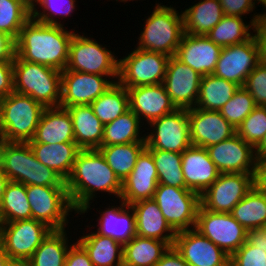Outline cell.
<instances>
[{
  "label": "cell",
  "mask_w": 266,
  "mask_h": 266,
  "mask_svg": "<svg viewBox=\"0 0 266 266\" xmlns=\"http://www.w3.org/2000/svg\"><path fill=\"white\" fill-rule=\"evenodd\" d=\"M65 184L72 206L77 213L87 212L90 208V200L95 197V191L113 193L120 199L122 190V182L98 149L78 152Z\"/></svg>",
  "instance_id": "cell-1"
},
{
  "label": "cell",
  "mask_w": 266,
  "mask_h": 266,
  "mask_svg": "<svg viewBox=\"0 0 266 266\" xmlns=\"http://www.w3.org/2000/svg\"><path fill=\"white\" fill-rule=\"evenodd\" d=\"M74 33L63 25L45 24L31 17L16 40V56L63 71L67 67L69 44Z\"/></svg>",
  "instance_id": "cell-2"
},
{
  "label": "cell",
  "mask_w": 266,
  "mask_h": 266,
  "mask_svg": "<svg viewBox=\"0 0 266 266\" xmlns=\"http://www.w3.org/2000/svg\"><path fill=\"white\" fill-rule=\"evenodd\" d=\"M0 167L10 181L26 186L66 187L60 175L37 160L28 143L0 141Z\"/></svg>",
  "instance_id": "cell-3"
},
{
  "label": "cell",
  "mask_w": 266,
  "mask_h": 266,
  "mask_svg": "<svg viewBox=\"0 0 266 266\" xmlns=\"http://www.w3.org/2000/svg\"><path fill=\"white\" fill-rule=\"evenodd\" d=\"M45 107L16 92L0 99V141L27 143L33 139Z\"/></svg>",
  "instance_id": "cell-4"
},
{
  "label": "cell",
  "mask_w": 266,
  "mask_h": 266,
  "mask_svg": "<svg viewBox=\"0 0 266 266\" xmlns=\"http://www.w3.org/2000/svg\"><path fill=\"white\" fill-rule=\"evenodd\" d=\"M62 71L16 56L13 60L14 92L28 95L45 108L59 107Z\"/></svg>",
  "instance_id": "cell-5"
},
{
  "label": "cell",
  "mask_w": 266,
  "mask_h": 266,
  "mask_svg": "<svg viewBox=\"0 0 266 266\" xmlns=\"http://www.w3.org/2000/svg\"><path fill=\"white\" fill-rule=\"evenodd\" d=\"M156 5L145 22L137 48L175 56L184 35L183 15H178L173 7Z\"/></svg>",
  "instance_id": "cell-6"
},
{
  "label": "cell",
  "mask_w": 266,
  "mask_h": 266,
  "mask_svg": "<svg viewBox=\"0 0 266 266\" xmlns=\"http://www.w3.org/2000/svg\"><path fill=\"white\" fill-rule=\"evenodd\" d=\"M153 200L175 232L195 228L201 205L199 193L187 188L158 184Z\"/></svg>",
  "instance_id": "cell-7"
},
{
  "label": "cell",
  "mask_w": 266,
  "mask_h": 266,
  "mask_svg": "<svg viewBox=\"0 0 266 266\" xmlns=\"http://www.w3.org/2000/svg\"><path fill=\"white\" fill-rule=\"evenodd\" d=\"M95 40L74 33L70 44L67 70L109 76L118 79L119 60Z\"/></svg>",
  "instance_id": "cell-8"
},
{
  "label": "cell",
  "mask_w": 266,
  "mask_h": 266,
  "mask_svg": "<svg viewBox=\"0 0 266 266\" xmlns=\"http://www.w3.org/2000/svg\"><path fill=\"white\" fill-rule=\"evenodd\" d=\"M168 60L166 54L136 48L119 59L117 81L126 89L163 83Z\"/></svg>",
  "instance_id": "cell-9"
},
{
  "label": "cell",
  "mask_w": 266,
  "mask_h": 266,
  "mask_svg": "<svg viewBox=\"0 0 266 266\" xmlns=\"http://www.w3.org/2000/svg\"><path fill=\"white\" fill-rule=\"evenodd\" d=\"M26 193L32 219L45 223L52 230H64L68 212L74 210L66 187L27 185Z\"/></svg>",
  "instance_id": "cell-10"
},
{
  "label": "cell",
  "mask_w": 266,
  "mask_h": 266,
  "mask_svg": "<svg viewBox=\"0 0 266 266\" xmlns=\"http://www.w3.org/2000/svg\"><path fill=\"white\" fill-rule=\"evenodd\" d=\"M52 231L35 219L0 223V243L14 262H26Z\"/></svg>",
  "instance_id": "cell-11"
},
{
  "label": "cell",
  "mask_w": 266,
  "mask_h": 266,
  "mask_svg": "<svg viewBox=\"0 0 266 266\" xmlns=\"http://www.w3.org/2000/svg\"><path fill=\"white\" fill-rule=\"evenodd\" d=\"M195 229L212 241L229 256L246 241V230L230 213H218L204 209L198 210Z\"/></svg>",
  "instance_id": "cell-12"
},
{
  "label": "cell",
  "mask_w": 266,
  "mask_h": 266,
  "mask_svg": "<svg viewBox=\"0 0 266 266\" xmlns=\"http://www.w3.org/2000/svg\"><path fill=\"white\" fill-rule=\"evenodd\" d=\"M153 131L145 137L146 149H158L182 154L190 147L188 109H176L148 123Z\"/></svg>",
  "instance_id": "cell-13"
},
{
  "label": "cell",
  "mask_w": 266,
  "mask_h": 266,
  "mask_svg": "<svg viewBox=\"0 0 266 266\" xmlns=\"http://www.w3.org/2000/svg\"><path fill=\"white\" fill-rule=\"evenodd\" d=\"M253 188V174L221 173L201 195L204 209L231 213L233 207Z\"/></svg>",
  "instance_id": "cell-14"
},
{
  "label": "cell",
  "mask_w": 266,
  "mask_h": 266,
  "mask_svg": "<svg viewBox=\"0 0 266 266\" xmlns=\"http://www.w3.org/2000/svg\"><path fill=\"white\" fill-rule=\"evenodd\" d=\"M259 63V47L253 35L243 43L222 48L213 75L243 87Z\"/></svg>",
  "instance_id": "cell-15"
},
{
  "label": "cell",
  "mask_w": 266,
  "mask_h": 266,
  "mask_svg": "<svg viewBox=\"0 0 266 266\" xmlns=\"http://www.w3.org/2000/svg\"><path fill=\"white\" fill-rule=\"evenodd\" d=\"M108 76L82 73L64 69L61 73L60 107L73 105H90L99 98L115 82L107 80Z\"/></svg>",
  "instance_id": "cell-16"
},
{
  "label": "cell",
  "mask_w": 266,
  "mask_h": 266,
  "mask_svg": "<svg viewBox=\"0 0 266 266\" xmlns=\"http://www.w3.org/2000/svg\"><path fill=\"white\" fill-rule=\"evenodd\" d=\"M173 247L189 266H230V256L195 228L176 232Z\"/></svg>",
  "instance_id": "cell-17"
},
{
  "label": "cell",
  "mask_w": 266,
  "mask_h": 266,
  "mask_svg": "<svg viewBox=\"0 0 266 266\" xmlns=\"http://www.w3.org/2000/svg\"><path fill=\"white\" fill-rule=\"evenodd\" d=\"M201 78L198 72L171 56L162 84L177 109H190L197 103Z\"/></svg>",
  "instance_id": "cell-18"
},
{
  "label": "cell",
  "mask_w": 266,
  "mask_h": 266,
  "mask_svg": "<svg viewBox=\"0 0 266 266\" xmlns=\"http://www.w3.org/2000/svg\"><path fill=\"white\" fill-rule=\"evenodd\" d=\"M206 149L220 173H254L255 148L237 133Z\"/></svg>",
  "instance_id": "cell-19"
},
{
  "label": "cell",
  "mask_w": 266,
  "mask_h": 266,
  "mask_svg": "<svg viewBox=\"0 0 266 266\" xmlns=\"http://www.w3.org/2000/svg\"><path fill=\"white\" fill-rule=\"evenodd\" d=\"M191 144L207 148L230 138L236 129L220 114L200 108L188 109Z\"/></svg>",
  "instance_id": "cell-20"
},
{
  "label": "cell",
  "mask_w": 266,
  "mask_h": 266,
  "mask_svg": "<svg viewBox=\"0 0 266 266\" xmlns=\"http://www.w3.org/2000/svg\"><path fill=\"white\" fill-rule=\"evenodd\" d=\"M158 184L154 159L145 148L138 156L131 173L122 182L120 199L128 205L141 200L153 199Z\"/></svg>",
  "instance_id": "cell-21"
},
{
  "label": "cell",
  "mask_w": 266,
  "mask_h": 266,
  "mask_svg": "<svg viewBox=\"0 0 266 266\" xmlns=\"http://www.w3.org/2000/svg\"><path fill=\"white\" fill-rule=\"evenodd\" d=\"M221 49L206 35L184 33L175 57L200 75L206 76L214 73Z\"/></svg>",
  "instance_id": "cell-22"
},
{
  "label": "cell",
  "mask_w": 266,
  "mask_h": 266,
  "mask_svg": "<svg viewBox=\"0 0 266 266\" xmlns=\"http://www.w3.org/2000/svg\"><path fill=\"white\" fill-rule=\"evenodd\" d=\"M127 92L129 96V109L140 120L142 118L147 119V123L170 114L177 109L162 83L127 88Z\"/></svg>",
  "instance_id": "cell-23"
},
{
  "label": "cell",
  "mask_w": 266,
  "mask_h": 266,
  "mask_svg": "<svg viewBox=\"0 0 266 266\" xmlns=\"http://www.w3.org/2000/svg\"><path fill=\"white\" fill-rule=\"evenodd\" d=\"M182 173L187 189L200 195L221 174L210 159L206 148L191 145L182 153Z\"/></svg>",
  "instance_id": "cell-24"
},
{
  "label": "cell",
  "mask_w": 266,
  "mask_h": 266,
  "mask_svg": "<svg viewBox=\"0 0 266 266\" xmlns=\"http://www.w3.org/2000/svg\"><path fill=\"white\" fill-rule=\"evenodd\" d=\"M130 206L135 214L137 236L165 241L173 247L176 232L167 223L153 199L137 201Z\"/></svg>",
  "instance_id": "cell-25"
},
{
  "label": "cell",
  "mask_w": 266,
  "mask_h": 266,
  "mask_svg": "<svg viewBox=\"0 0 266 266\" xmlns=\"http://www.w3.org/2000/svg\"><path fill=\"white\" fill-rule=\"evenodd\" d=\"M64 142H75L70 113L60 106L45 108L33 139L27 143L52 145Z\"/></svg>",
  "instance_id": "cell-26"
},
{
  "label": "cell",
  "mask_w": 266,
  "mask_h": 266,
  "mask_svg": "<svg viewBox=\"0 0 266 266\" xmlns=\"http://www.w3.org/2000/svg\"><path fill=\"white\" fill-rule=\"evenodd\" d=\"M71 115L75 143L81 150L99 149L102 145L104 124L90 105L66 107Z\"/></svg>",
  "instance_id": "cell-27"
},
{
  "label": "cell",
  "mask_w": 266,
  "mask_h": 266,
  "mask_svg": "<svg viewBox=\"0 0 266 266\" xmlns=\"http://www.w3.org/2000/svg\"><path fill=\"white\" fill-rule=\"evenodd\" d=\"M120 201V207L112 206L110 209L109 206L108 209L101 212L103 214H100L99 228L96 233L108 236L124 245L136 236V224L132 207L124 201Z\"/></svg>",
  "instance_id": "cell-28"
},
{
  "label": "cell",
  "mask_w": 266,
  "mask_h": 266,
  "mask_svg": "<svg viewBox=\"0 0 266 266\" xmlns=\"http://www.w3.org/2000/svg\"><path fill=\"white\" fill-rule=\"evenodd\" d=\"M34 156L43 165L53 169L65 181L70 176L75 158L81 150L75 142L58 144L28 143Z\"/></svg>",
  "instance_id": "cell-29"
},
{
  "label": "cell",
  "mask_w": 266,
  "mask_h": 266,
  "mask_svg": "<svg viewBox=\"0 0 266 266\" xmlns=\"http://www.w3.org/2000/svg\"><path fill=\"white\" fill-rule=\"evenodd\" d=\"M184 33L206 35L220 20L224 13L219 0H203L182 12Z\"/></svg>",
  "instance_id": "cell-30"
},
{
  "label": "cell",
  "mask_w": 266,
  "mask_h": 266,
  "mask_svg": "<svg viewBox=\"0 0 266 266\" xmlns=\"http://www.w3.org/2000/svg\"><path fill=\"white\" fill-rule=\"evenodd\" d=\"M171 246L161 240L134 236L123 245L126 266H154Z\"/></svg>",
  "instance_id": "cell-31"
},
{
  "label": "cell",
  "mask_w": 266,
  "mask_h": 266,
  "mask_svg": "<svg viewBox=\"0 0 266 266\" xmlns=\"http://www.w3.org/2000/svg\"><path fill=\"white\" fill-rule=\"evenodd\" d=\"M236 83L213 74L202 76L196 108L219 111L239 89Z\"/></svg>",
  "instance_id": "cell-32"
},
{
  "label": "cell",
  "mask_w": 266,
  "mask_h": 266,
  "mask_svg": "<svg viewBox=\"0 0 266 266\" xmlns=\"http://www.w3.org/2000/svg\"><path fill=\"white\" fill-rule=\"evenodd\" d=\"M246 230L266 228V193L254 187L230 213Z\"/></svg>",
  "instance_id": "cell-33"
},
{
  "label": "cell",
  "mask_w": 266,
  "mask_h": 266,
  "mask_svg": "<svg viewBox=\"0 0 266 266\" xmlns=\"http://www.w3.org/2000/svg\"><path fill=\"white\" fill-rule=\"evenodd\" d=\"M259 19L260 14H257L253 16L250 25H246L242 17L224 15L220 22L206 34V37L221 48L243 43L254 35L250 34L249 28H254Z\"/></svg>",
  "instance_id": "cell-34"
},
{
  "label": "cell",
  "mask_w": 266,
  "mask_h": 266,
  "mask_svg": "<svg viewBox=\"0 0 266 266\" xmlns=\"http://www.w3.org/2000/svg\"><path fill=\"white\" fill-rule=\"evenodd\" d=\"M88 253L94 266H111L123 262V245L108 236L91 233L77 241Z\"/></svg>",
  "instance_id": "cell-35"
},
{
  "label": "cell",
  "mask_w": 266,
  "mask_h": 266,
  "mask_svg": "<svg viewBox=\"0 0 266 266\" xmlns=\"http://www.w3.org/2000/svg\"><path fill=\"white\" fill-rule=\"evenodd\" d=\"M65 231L52 230L25 262L26 266H64L70 247Z\"/></svg>",
  "instance_id": "cell-36"
},
{
  "label": "cell",
  "mask_w": 266,
  "mask_h": 266,
  "mask_svg": "<svg viewBox=\"0 0 266 266\" xmlns=\"http://www.w3.org/2000/svg\"><path fill=\"white\" fill-rule=\"evenodd\" d=\"M140 118L131 110L117 117L112 122L104 124L101 146L145 142V136H139Z\"/></svg>",
  "instance_id": "cell-37"
},
{
  "label": "cell",
  "mask_w": 266,
  "mask_h": 266,
  "mask_svg": "<svg viewBox=\"0 0 266 266\" xmlns=\"http://www.w3.org/2000/svg\"><path fill=\"white\" fill-rule=\"evenodd\" d=\"M145 148L146 142H132L129 144L101 146L98 150L104 156L115 175L123 182L133 170L138 156Z\"/></svg>",
  "instance_id": "cell-38"
},
{
  "label": "cell",
  "mask_w": 266,
  "mask_h": 266,
  "mask_svg": "<svg viewBox=\"0 0 266 266\" xmlns=\"http://www.w3.org/2000/svg\"><path fill=\"white\" fill-rule=\"evenodd\" d=\"M32 219L26 185L9 181L0 202V223Z\"/></svg>",
  "instance_id": "cell-39"
},
{
  "label": "cell",
  "mask_w": 266,
  "mask_h": 266,
  "mask_svg": "<svg viewBox=\"0 0 266 266\" xmlns=\"http://www.w3.org/2000/svg\"><path fill=\"white\" fill-rule=\"evenodd\" d=\"M90 106L103 124L112 122L129 110L127 89L117 81L93 101Z\"/></svg>",
  "instance_id": "cell-40"
},
{
  "label": "cell",
  "mask_w": 266,
  "mask_h": 266,
  "mask_svg": "<svg viewBox=\"0 0 266 266\" xmlns=\"http://www.w3.org/2000/svg\"><path fill=\"white\" fill-rule=\"evenodd\" d=\"M147 150L154 159L159 184L186 188L182 173V154L158 149Z\"/></svg>",
  "instance_id": "cell-41"
},
{
  "label": "cell",
  "mask_w": 266,
  "mask_h": 266,
  "mask_svg": "<svg viewBox=\"0 0 266 266\" xmlns=\"http://www.w3.org/2000/svg\"><path fill=\"white\" fill-rule=\"evenodd\" d=\"M230 266H266L265 229L247 232V241L230 256Z\"/></svg>",
  "instance_id": "cell-42"
},
{
  "label": "cell",
  "mask_w": 266,
  "mask_h": 266,
  "mask_svg": "<svg viewBox=\"0 0 266 266\" xmlns=\"http://www.w3.org/2000/svg\"><path fill=\"white\" fill-rule=\"evenodd\" d=\"M30 18V10L21 1L0 0V31L10 35L15 41Z\"/></svg>",
  "instance_id": "cell-43"
},
{
  "label": "cell",
  "mask_w": 266,
  "mask_h": 266,
  "mask_svg": "<svg viewBox=\"0 0 266 266\" xmlns=\"http://www.w3.org/2000/svg\"><path fill=\"white\" fill-rule=\"evenodd\" d=\"M256 106L254 98L250 93L244 87H239L233 97L219 110V112L235 129H237Z\"/></svg>",
  "instance_id": "cell-44"
},
{
  "label": "cell",
  "mask_w": 266,
  "mask_h": 266,
  "mask_svg": "<svg viewBox=\"0 0 266 266\" xmlns=\"http://www.w3.org/2000/svg\"><path fill=\"white\" fill-rule=\"evenodd\" d=\"M236 133L255 148L266 133V106H256L236 129Z\"/></svg>",
  "instance_id": "cell-45"
},
{
  "label": "cell",
  "mask_w": 266,
  "mask_h": 266,
  "mask_svg": "<svg viewBox=\"0 0 266 266\" xmlns=\"http://www.w3.org/2000/svg\"><path fill=\"white\" fill-rule=\"evenodd\" d=\"M37 3H39L40 7L44 10L41 13L33 7L30 10L31 17L38 22L50 25H63L59 23L57 19L55 20V14L61 17L69 16L75 9V0H39ZM47 11L50 13H47Z\"/></svg>",
  "instance_id": "cell-46"
},
{
  "label": "cell",
  "mask_w": 266,
  "mask_h": 266,
  "mask_svg": "<svg viewBox=\"0 0 266 266\" xmlns=\"http://www.w3.org/2000/svg\"><path fill=\"white\" fill-rule=\"evenodd\" d=\"M243 87L254 98L257 106H266V65L259 63L247 76Z\"/></svg>",
  "instance_id": "cell-47"
},
{
  "label": "cell",
  "mask_w": 266,
  "mask_h": 266,
  "mask_svg": "<svg viewBox=\"0 0 266 266\" xmlns=\"http://www.w3.org/2000/svg\"><path fill=\"white\" fill-rule=\"evenodd\" d=\"M224 15L242 17L253 12L256 0H219ZM254 1V2H253ZM259 1V0H257Z\"/></svg>",
  "instance_id": "cell-48"
},
{
  "label": "cell",
  "mask_w": 266,
  "mask_h": 266,
  "mask_svg": "<svg viewBox=\"0 0 266 266\" xmlns=\"http://www.w3.org/2000/svg\"><path fill=\"white\" fill-rule=\"evenodd\" d=\"M64 266H94L88 253L78 243L70 245Z\"/></svg>",
  "instance_id": "cell-49"
},
{
  "label": "cell",
  "mask_w": 266,
  "mask_h": 266,
  "mask_svg": "<svg viewBox=\"0 0 266 266\" xmlns=\"http://www.w3.org/2000/svg\"><path fill=\"white\" fill-rule=\"evenodd\" d=\"M14 92L13 62L0 60V99Z\"/></svg>",
  "instance_id": "cell-50"
},
{
  "label": "cell",
  "mask_w": 266,
  "mask_h": 266,
  "mask_svg": "<svg viewBox=\"0 0 266 266\" xmlns=\"http://www.w3.org/2000/svg\"><path fill=\"white\" fill-rule=\"evenodd\" d=\"M16 55V41L8 34L0 31V60L13 62Z\"/></svg>",
  "instance_id": "cell-51"
},
{
  "label": "cell",
  "mask_w": 266,
  "mask_h": 266,
  "mask_svg": "<svg viewBox=\"0 0 266 266\" xmlns=\"http://www.w3.org/2000/svg\"><path fill=\"white\" fill-rule=\"evenodd\" d=\"M253 187L266 193V155L256 157L253 173Z\"/></svg>",
  "instance_id": "cell-52"
},
{
  "label": "cell",
  "mask_w": 266,
  "mask_h": 266,
  "mask_svg": "<svg viewBox=\"0 0 266 266\" xmlns=\"http://www.w3.org/2000/svg\"><path fill=\"white\" fill-rule=\"evenodd\" d=\"M253 31L256 32L254 36L259 47L260 63L266 65V19L260 18Z\"/></svg>",
  "instance_id": "cell-53"
},
{
  "label": "cell",
  "mask_w": 266,
  "mask_h": 266,
  "mask_svg": "<svg viewBox=\"0 0 266 266\" xmlns=\"http://www.w3.org/2000/svg\"><path fill=\"white\" fill-rule=\"evenodd\" d=\"M154 266H189L174 247H170Z\"/></svg>",
  "instance_id": "cell-54"
},
{
  "label": "cell",
  "mask_w": 266,
  "mask_h": 266,
  "mask_svg": "<svg viewBox=\"0 0 266 266\" xmlns=\"http://www.w3.org/2000/svg\"><path fill=\"white\" fill-rule=\"evenodd\" d=\"M255 155L256 157H261L266 155V133L262 138L260 143L255 147Z\"/></svg>",
  "instance_id": "cell-55"
},
{
  "label": "cell",
  "mask_w": 266,
  "mask_h": 266,
  "mask_svg": "<svg viewBox=\"0 0 266 266\" xmlns=\"http://www.w3.org/2000/svg\"><path fill=\"white\" fill-rule=\"evenodd\" d=\"M9 181L10 180L5 176V174L2 172V169L0 167V202H1L3 193Z\"/></svg>",
  "instance_id": "cell-56"
},
{
  "label": "cell",
  "mask_w": 266,
  "mask_h": 266,
  "mask_svg": "<svg viewBox=\"0 0 266 266\" xmlns=\"http://www.w3.org/2000/svg\"><path fill=\"white\" fill-rule=\"evenodd\" d=\"M11 262L9 256L4 251L3 245L0 243V266H7Z\"/></svg>",
  "instance_id": "cell-57"
},
{
  "label": "cell",
  "mask_w": 266,
  "mask_h": 266,
  "mask_svg": "<svg viewBox=\"0 0 266 266\" xmlns=\"http://www.w3.org/2000/svg\"><path fill=\"white\" fill-rule=\"evenodd\" d=\"M21 1L29 10L33 7H36V4L39 0H19Z\"/></svg>",
  "instance_id": "cell-58"
},
{
  "label": "cell",
  "mask_w": 266,
  "mask_h": 266,
  "mask_svg": "<svg viewBox=\"0 0 266 266\" xmlns=\"http://www.w3.org/2000/svg\"><path fill=\"white\" fill-rule=\"evenodd\" d=\"M258 3L263 5V7L266 9V0H259ZM260 18L266 19V12H264V14H260Z\"/></svg>",
  "instance_id": "cell-59"
},
{
  "label": "cell",
  "mask_w": 266,
  "mask_h": 266,
  "mask_svg": "<svg viewBox=\"0 0 266 266\" xmlns=\"http://www.w3.org/2000/svg\"><path fill=\"white\" fill-rule=\"evenodd\" d=\"M7 266H26V264L24 262H14V261H12Z\"/></svg>",
  "instance_id": "cell-60"
},
{
  "label": "cell",
  "mask_w": 266,
  "mask_h": 266,
  "mask_svg": "<svg viewBox=\"0 0 266 266\" xmlns=\"http://www.w3.org/2000/svg\"><path fill=\"white\" fill-rule=\"evenodd\" d=\"M111 266H126L123 262L119 263V264H114V265H111Z\"/></svg>",
  "instance_id": "cell-61"
}]
</instances>
